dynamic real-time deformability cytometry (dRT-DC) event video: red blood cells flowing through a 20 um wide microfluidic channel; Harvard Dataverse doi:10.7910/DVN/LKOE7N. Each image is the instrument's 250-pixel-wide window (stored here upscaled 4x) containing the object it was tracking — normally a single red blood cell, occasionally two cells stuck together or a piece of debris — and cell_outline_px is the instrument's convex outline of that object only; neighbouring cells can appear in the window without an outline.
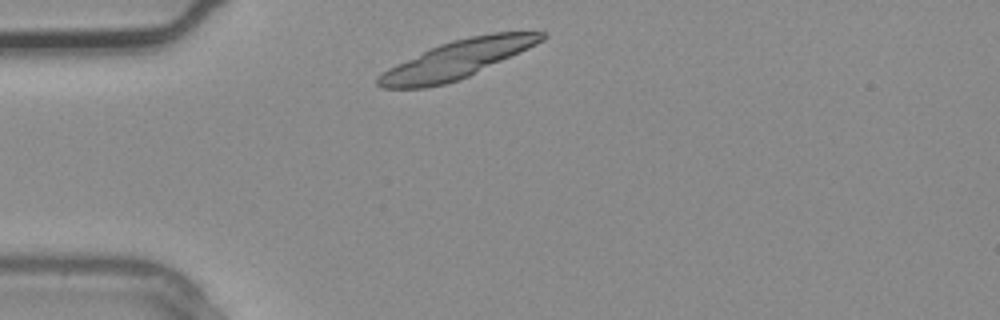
{"species": "common noctule bat (a hibernating species)", "species_latin": "Nyctalus noctula", "temperature_condition": "warm", "stored_images_in_passage": 1, "camera_frame_rate_fps": 3000, "um_per_image_px": 0.085, "animal": {"sex": "male", "body_mass_g": 20.4}, "frame": {"image": 1, "passage_image": 1, "time_ms": 0.0, "image_size_px": [1000, 320], "cell_outline_px": [[548, 36], [544, 40], [520, 52], [460, 80], [444, 84], [424, 88], [380, 88], [376, 84], [376, 76], [388, 68], [396, 64], [440, 44], [452, 40], [492, 32], [548, 32]], "centroid_in_image_um": [38.83, 5.06], "position_along_channel_um": 46.2, "area_um2": 35.84}}